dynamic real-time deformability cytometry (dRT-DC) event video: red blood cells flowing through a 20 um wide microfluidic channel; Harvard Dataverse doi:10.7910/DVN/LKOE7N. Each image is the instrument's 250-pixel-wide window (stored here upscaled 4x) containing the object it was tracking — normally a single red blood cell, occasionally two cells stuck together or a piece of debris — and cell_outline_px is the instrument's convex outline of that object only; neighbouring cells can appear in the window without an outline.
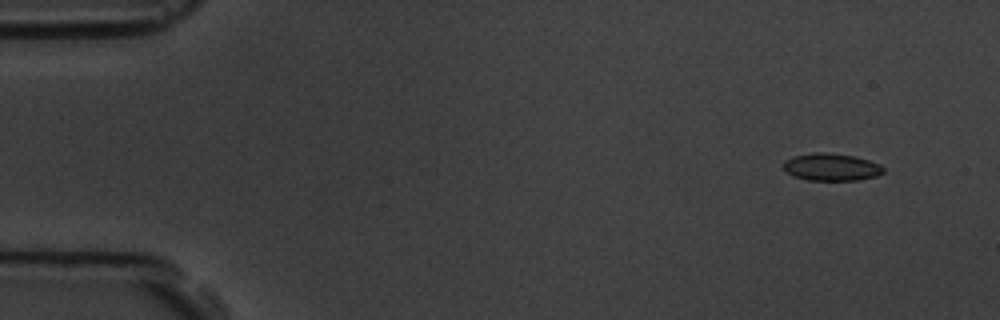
{"species": "common noctule bat (a hibernating species)", "species_latin": "Nyctalus noctula", "temperature_condition": "room temperature", "stored_images_in_passage": 9, "camera_frame_rate_fps": 3000, "um_per_image_px": 0.085, "animal": {"sex": "male", "body_mass_g": 19.5, "forearm_length_mm": 54.6}, "frame": {"image": 1, "passage_image": 1, "time_ms": 0.0, "image_size_px": [1000, 320], "cell_outline_px": [[884, 172], [876, 176], [856, 180], [808, 180], [792, 176], [784, 168], [784, 160], [792, 156], [816, 152], [828, 152], [852, 156], [868, 160], [880, 164], [884, 168]], "centroid_in_image_um": [70.65, 14.19], "position_along_channel_um": 14.4, "area_um2": 15.9}}
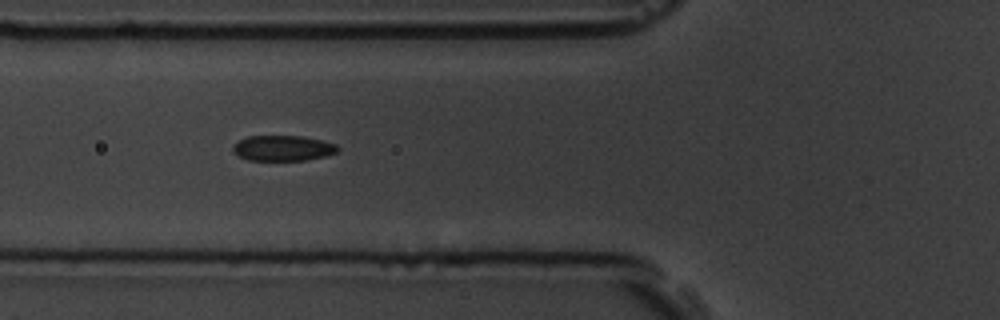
{"frame": {"image": 2, "passage_image": 5, "time_ms": 5.333, "image_size_px": [1000, 320], "cell_outline_px": [[340, 148], [336, 152], [324, 156], [304, 160], [248, 160], [232, 152], [232, 148], [240, 140], [248, 136], [300, 136], [320, 140], [336, 144]], "centroid_in_image_um": [24.04, 12.59], "position_along_channel_um": 101.8, "area_um2": 15.32}}
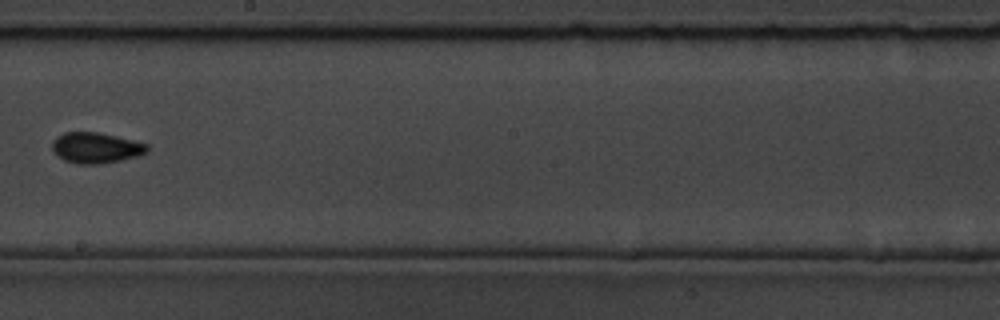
{"frame": {"image": 3, "passage_image": 8, "time_ms": 9.0, "image_size_px": [1000, 320], "cell_outline_px": [[148, 152], [140, 156], [100, 164], [76, 164], [64, 160], [52, 152], [52, 140], [56, 136], [64, 132], [96, 132], [116, 136], [148, 144]], "centroid_in_image_um": [8.13, 12.57], "position_along_channel_um": 240.1, "area_um2": 17.17}}